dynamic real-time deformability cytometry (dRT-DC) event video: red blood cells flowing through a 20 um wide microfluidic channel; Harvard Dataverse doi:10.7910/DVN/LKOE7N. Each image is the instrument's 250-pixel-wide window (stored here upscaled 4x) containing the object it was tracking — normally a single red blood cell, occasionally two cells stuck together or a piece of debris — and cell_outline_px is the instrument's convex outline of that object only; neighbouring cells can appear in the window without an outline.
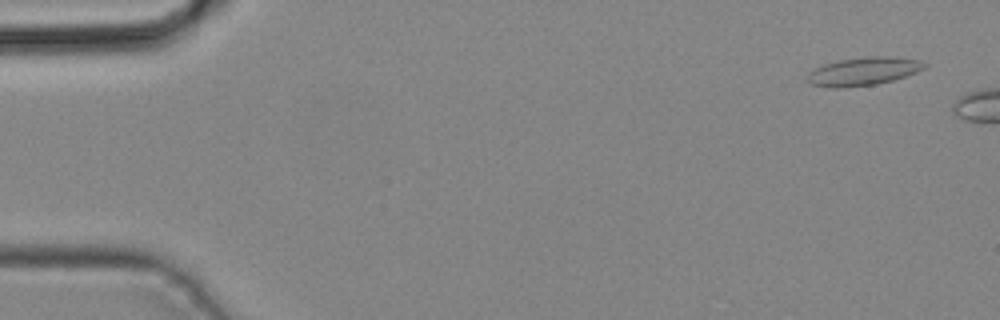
{"species": "common noctule bat (a hibernating species)", "species_latin": "Nyctalus noctula", "temperature_condition": "cold", "stored_images_in_passage": 5, "camera_frame_rate_fps": 3000, "um_per_image_px": 0.085, "animal": {"sex": "male", "body_mass_g": 19.2, "forearm_length_mm": 51.8}, "frame": {"image": 1, "passage_image": 2, "time_ms": 0.333, "image_size_px": [1000, 320], "cell_outline_px": [[928, 64], [924, 68], [916, 72], [892, 80], [876, 84], [844, 88], [832, 88], [812, 84], [808, 80], [808, 72], [824, 64], [836, 60], [868, 56], [892, 56], [920, 60]], "centroid_in_image_um": [73.39, 6.05], "position_along_channel_um": 11.6, "area_um2": 19.25}}